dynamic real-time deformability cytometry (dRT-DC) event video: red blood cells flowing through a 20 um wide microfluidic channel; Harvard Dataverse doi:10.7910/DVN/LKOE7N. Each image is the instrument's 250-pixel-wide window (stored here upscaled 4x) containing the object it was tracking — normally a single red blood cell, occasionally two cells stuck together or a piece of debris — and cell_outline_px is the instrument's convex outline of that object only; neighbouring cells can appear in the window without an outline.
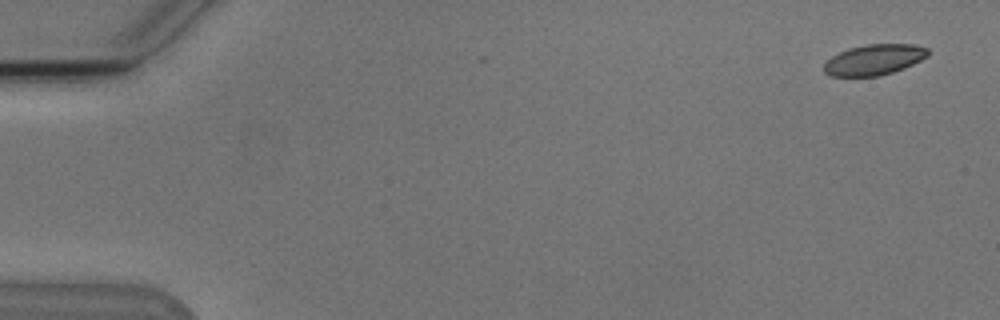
{"species": "Egyptian fruit bat (a non-hibernating species)", "species_latin": "Rousettus aegyptiacus", "temperature_condition": "cold", "stored_images_in_passage": 5, "camera_frame_rate_fps": 3000, "um_per_image_px": 0.085, "animal": {"sex": "male"}, "frame": {"image": 1, "passage_image": 1, "time_ms": 0.0, "image_size_px": [1000, 320], "cell_outline_px": [[928, 56], [904, 68], [880, 76], [828, 76], [824, 72], [824, 64], [832, 56], [848, 48], [868, 44], [912, 44], [928, 48]], "centroid_in_image_um": [74.29, 5.08], "position_along_channel_um": 10.7, "area_um2": 18.5}}